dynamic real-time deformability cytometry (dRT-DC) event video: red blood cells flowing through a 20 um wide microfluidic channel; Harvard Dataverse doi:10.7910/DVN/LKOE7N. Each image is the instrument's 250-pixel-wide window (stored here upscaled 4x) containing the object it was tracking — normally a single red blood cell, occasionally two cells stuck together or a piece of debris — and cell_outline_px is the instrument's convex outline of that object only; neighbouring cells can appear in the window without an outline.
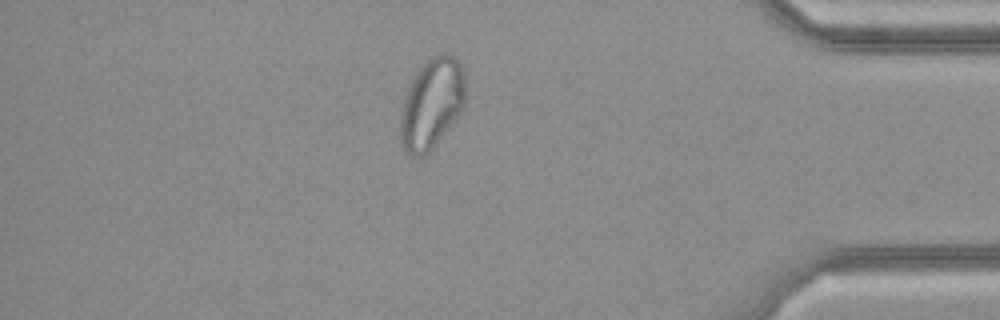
{"species": "common noctule bat (a hibernating species)", "species_latin": "Nyctalus noctula", "temperature_condition": "cold", "stored_images_in_passage": 34, "camera_frame_rate_fps": 3000, "um_per_image_px": 0.085, "animal": {"sex": "female", "body_mass_g": 21.9}, "frame": {"image": 1, "passage_image": 29, "time_ms": 9.333, "image_size_px": [1000, 320], "cell_outline_px": [[464, 104], [456, 116], [436, 144], [424, 156], [412, 156], [400, 144], [400, 116], [404, 100], [408, 88], [412, 80], [420, 68], [436, 52], [444, 52], [452, 56], [460, 64], [464, 76]], "centroid_in_image_um": [36.67, 8.8], "position_along_channel_um": 398.5, "area_um2": 33.58}}